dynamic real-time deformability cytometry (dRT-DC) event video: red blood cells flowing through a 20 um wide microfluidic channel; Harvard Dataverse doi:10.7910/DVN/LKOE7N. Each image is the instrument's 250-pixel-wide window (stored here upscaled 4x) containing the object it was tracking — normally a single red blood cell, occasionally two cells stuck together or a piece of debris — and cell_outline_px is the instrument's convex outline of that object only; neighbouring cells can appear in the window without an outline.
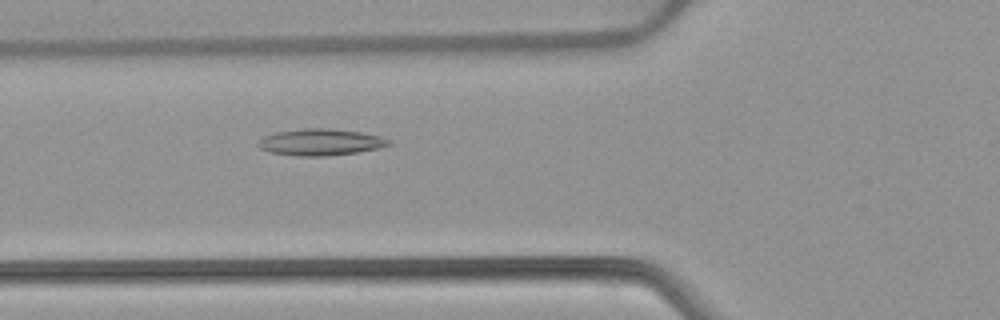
{"species": "common noctule bat (a hibernating species)", "species_latin": "Nyctalus noctula", "temperature_condition": "warm", "stored_images_in_passage": 53, "camera_frame_rate_fps": 3000, "um_per_image_px": 0.085, "animal": {"sex": "female", "body_mass_g": 22.7, "forearm_length_mm": 54.2}, "frame": {"image": 1, "passage_image": 20, "time_ms": 6.333, "image_size_px": [1000, 320], "cell_outline_px": [[392, 144], [380, 148], [356, 152], [328, 156], [296, 156], [268, 152], [260, 148], [256, 144], [264, 136], [276, 132], [304, 128], [328, 128], [360, 132], [380, 136], [392, 140]], "centroid_in_image_um": [27.25, 12.08], "position_along_channel_um": 98.5, "area_um2": 20.35}}
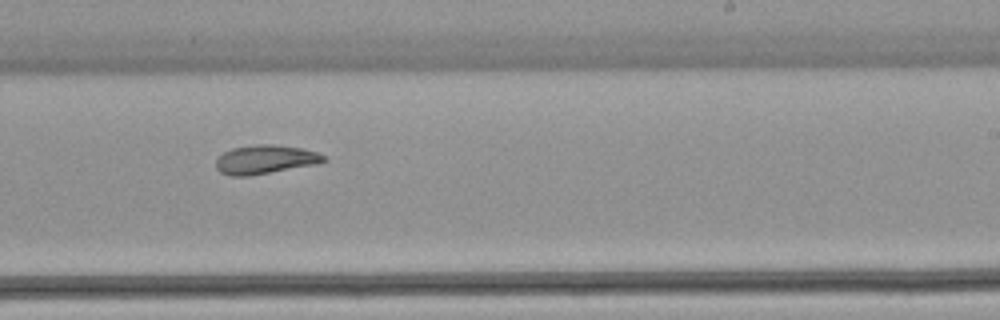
{"frame": {"image": 2, "passage_image": 33, "time_ms": 10.667, "image_size_px": [1000, 320], "cell_outline_px": [[328, 160], [316, 164], [248, 176], [228, 176], [220, 172], [216, 168], [216, 160], [224, 152], [232, 148], [256, 144], [276, 144], [300, 148], [316, 152], [324, 156]], "centroid_in_image_um": [22.52, 13.55], "position_along_channel_um": 266.5, "area_um2": 18.03}}
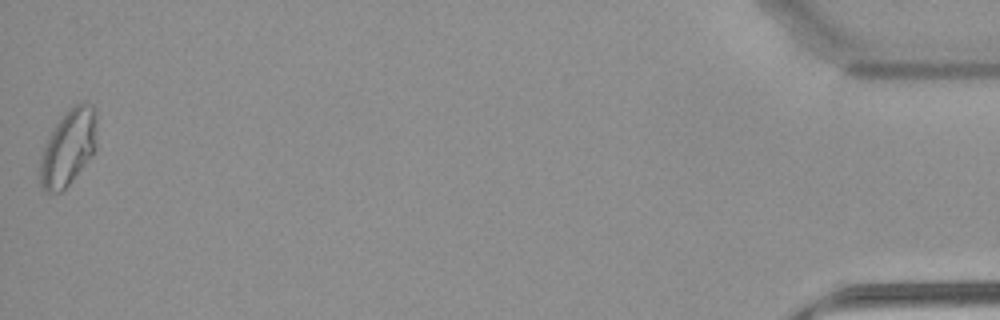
{"frame": {"image": 3, "passage_image": 53, "time_ms": 17.333, "image_size_px": [1000, 320], "cell_outline_px": [[96, 148], [92, 156], [68, 184], [60, 192], [44, 192], [40, 184], [40, 160], [44, 148], [56, 124], [76, 104], [84, 100], [92, 104], [96, 108]], "centroid_in_image_um": [5.84, 12.53], "position_along_channel_um": 429.4, "area_um2": 24.8}, "authors_computed_cell_mechanics": {"area_um2": 20.6346, "velocity_mm_per_s": 3.8804, "shape_relaxation_time_tau1_ms": null, "shape_relaxation_time_tau2_ms": 4.1134, "deformation_change_tau1": null, "deformation_change_tau2": 0.0918}}